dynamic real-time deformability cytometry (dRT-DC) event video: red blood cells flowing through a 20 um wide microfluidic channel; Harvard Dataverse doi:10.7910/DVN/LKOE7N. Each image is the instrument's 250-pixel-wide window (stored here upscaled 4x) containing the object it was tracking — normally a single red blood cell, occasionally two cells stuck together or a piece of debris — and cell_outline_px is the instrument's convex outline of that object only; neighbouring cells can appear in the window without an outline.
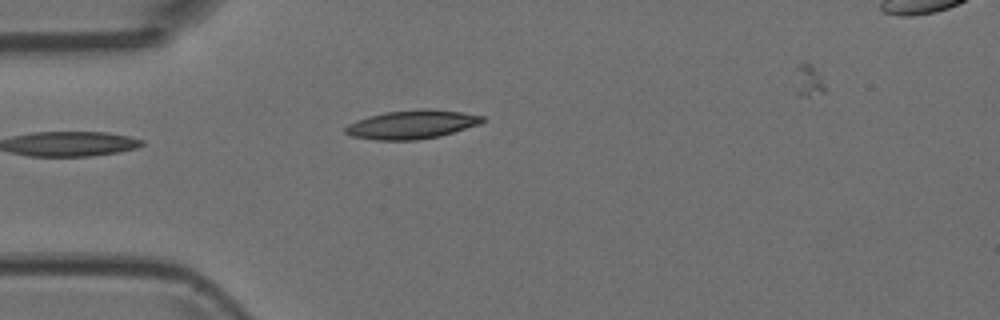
{"species": "Egyptian fruit bat (a non-hibernating species)", "species_latin": "Rousettus aegyptiacus", "temperature_condition": "room temperature", "stored_images_in_passage": 4, "camera_frame_rate_fps": 3000, "um_per_image_px": 0.085, "animal": {"sex": "female"}, "frame": {"image": 1, "passage_image": 4, "time_ms": 1.0, "image_size_px": [1000, 320], "cell_outline_px": [[484, 120], [480, 124], [440, 136], [416, 140], [376, 140], [352, 136], [344, 132], [344, 128], [348, 124], [356, 120], [368, 116], [384, 112], [420, 108], [428, 108], [464, 112], [484, 116]], "centroid_in_image_um": [35.01, 10.57], "position_along_channel_um": 50.0, "area_um2": 23.12}}